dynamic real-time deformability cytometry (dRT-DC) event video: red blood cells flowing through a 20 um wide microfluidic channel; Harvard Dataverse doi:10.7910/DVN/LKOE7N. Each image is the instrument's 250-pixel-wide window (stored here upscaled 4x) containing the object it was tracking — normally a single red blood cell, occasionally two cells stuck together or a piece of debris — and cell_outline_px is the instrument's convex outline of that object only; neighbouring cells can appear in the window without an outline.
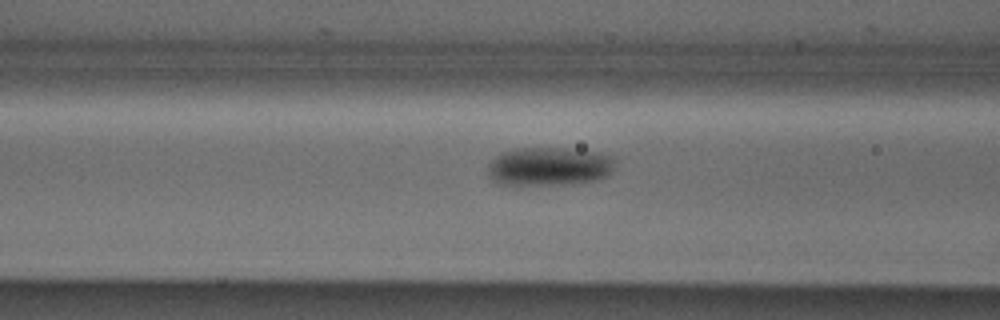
{"species": "Egyptian fruit bat (a non-hibernating species)", "species_latin": "Rousettus aegyptiacus", "temperature_condition": "cold", "stored_images_in_passage": 16, "camera_frame_rate_fps": 3000, "um_per_image_px": 0.085, "animal": {"sex": "male"}, "frame": {"image": 1, "passage_image": 14, "time_ms": 4.333, "image_size_px": [1000, 320], "cell_outline_px": [[616, 168], [608, 176], [592, 180], [572, 184], [512, 188], [500, 184], [492, 180], [488, 176], [488, 164], [500, 152], [512, 148], [560, 148], [592, 152], [616, 156]], "centroid_in_image_um": [46.63, 14.19], "position_along_channel_um": 120.0, "area_um2": 29.82}}